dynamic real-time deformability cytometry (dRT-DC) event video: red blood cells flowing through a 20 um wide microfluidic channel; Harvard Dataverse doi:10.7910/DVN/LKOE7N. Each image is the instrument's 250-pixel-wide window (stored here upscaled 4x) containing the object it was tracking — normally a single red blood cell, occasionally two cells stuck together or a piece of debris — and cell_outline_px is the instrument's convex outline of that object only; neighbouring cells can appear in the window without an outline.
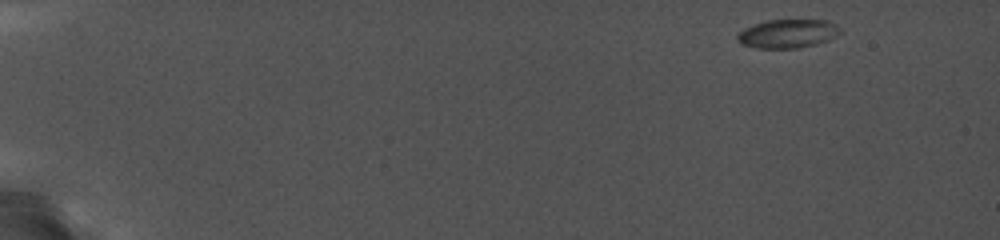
{"species": "common noctule bat (a hibernating species)", "species_latin": "Nyctalus noctula", "temperature_condition": "cold", "stored_images_in_passage": 16, "camera_frame_rate_fps": 5000, "um_per_image_px": 0.085, "animal": {"sex": "female", "body_mass_g": 19.0, "forearm_length_mm": 56.7}, "frame": {"image": 1, "passage_image": 1, "time_ms": 0.0, "image_size_px": [1000, 240], "cell_outline_px": [[844, 32], [828, 40], [816, 44], [800, 48], [756, 48], [740, 44], [736, 40], [736, 36], [744, 28], [764, 20], [828, 20], [836, 24]], "centroid_in_image_um": [66.96, 2.86], "position_along_channel_um": 18.0, "area_um2": 17.46}}
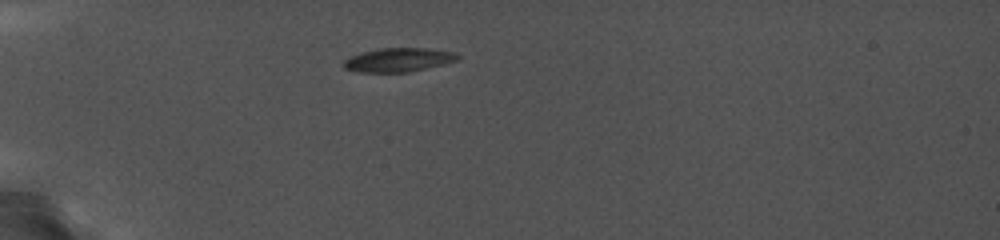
{"frame": {"image": 2, "passage_image": 10, "time_ms": 4.2, "image_size_px": [1000, 240], "cell_outline_px": [[460, 60], [444, 64], [408, 72], [356, 72], [344, 68], [340, 64], [344, 60], [360, 52], [380, 48], [428, 48], [456, 52], [460, 56]], "centroid_in_image_um": [33.87, 5.08], "position_along_channel_um": 51.1, "area_um2": 16.07}}